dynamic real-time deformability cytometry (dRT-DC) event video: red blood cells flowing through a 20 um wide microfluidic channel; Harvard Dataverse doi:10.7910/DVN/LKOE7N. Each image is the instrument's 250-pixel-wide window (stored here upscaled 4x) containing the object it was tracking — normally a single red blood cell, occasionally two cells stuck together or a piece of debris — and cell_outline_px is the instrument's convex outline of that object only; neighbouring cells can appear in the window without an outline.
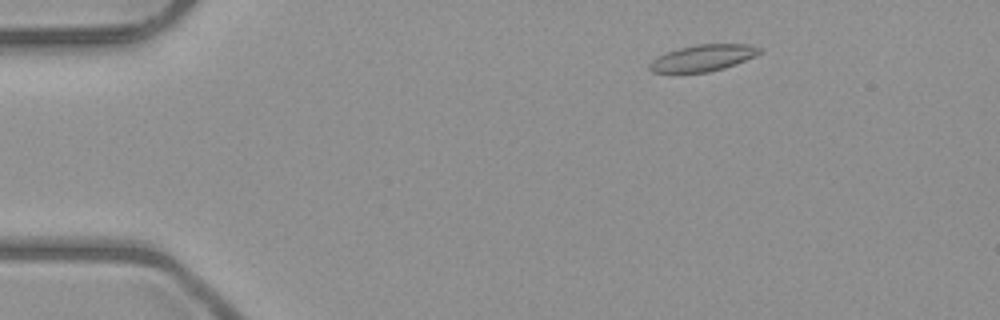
{"species": "common noctule bat (a hibernating species)", "species_latin": "Nyctalus noctula", "temperature_condition": "room temperature", "stored_images_in_passage": 4, "camera_frame_rate_fps": 3000, "um_per_image_px": 0.085, "animal": {"sex": "male", "body_mass_g": 23.1, "forearm_length_mm": 52.7}, "frame": {"image": 1, "passage_image": 2, "time_ms": 1.333, "image_size_px": [1000, 320], "cell_outline_px": [[764, 52], [756, 56], [736, 64], [724, 68], [708, 72], [652, 72], [648, 68], [648, 64], [656, 56], [664, 52], [696, 44], [748, 44], [760, 48]], "centroid_in_image_um": [59.75, 4.92], "position_along_channel_um": 25.3, "area_um2": 17.11}}